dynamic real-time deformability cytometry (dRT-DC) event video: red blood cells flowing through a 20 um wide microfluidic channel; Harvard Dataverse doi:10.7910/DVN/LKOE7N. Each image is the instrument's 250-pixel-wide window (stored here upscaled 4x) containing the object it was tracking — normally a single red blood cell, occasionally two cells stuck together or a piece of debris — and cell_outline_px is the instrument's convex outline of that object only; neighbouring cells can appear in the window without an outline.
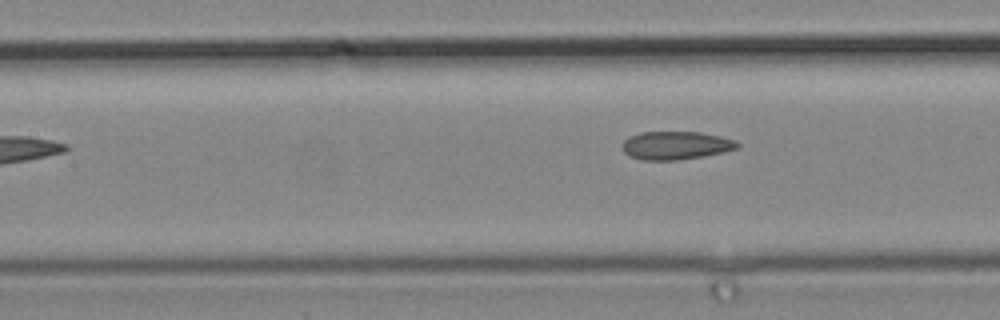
{"species": "common noctule bat (a hibernating species)", "species_latin": "Nyctalus noctula", "temperature_condition": "cold", "stored_images_in_passage": 5, "camera_frame_rate_fps": 3000, "um_per_image_px": 0.085, "animal": {"sex": "male", "body_mass_g": 19.2, "forearm_length_mm": 51.8}, "frame": {"image": 1, "passage_image": 5, "time_ms": 1.333, "image_size_px": [1000, 320], "cell_outline_px": [[740, 148], [724, 152], [704, 156], [676, 160], [644, 160], [628, 156], [620, 148], [620, 144], [628, 136], [640, 132], [700, 132], [720, 136], [736, 140], [740, 144]], "centroid_in_image_um": [57.42, 12.36], "position_along_channel_um": 150.0, "area_um2": 19.25}}